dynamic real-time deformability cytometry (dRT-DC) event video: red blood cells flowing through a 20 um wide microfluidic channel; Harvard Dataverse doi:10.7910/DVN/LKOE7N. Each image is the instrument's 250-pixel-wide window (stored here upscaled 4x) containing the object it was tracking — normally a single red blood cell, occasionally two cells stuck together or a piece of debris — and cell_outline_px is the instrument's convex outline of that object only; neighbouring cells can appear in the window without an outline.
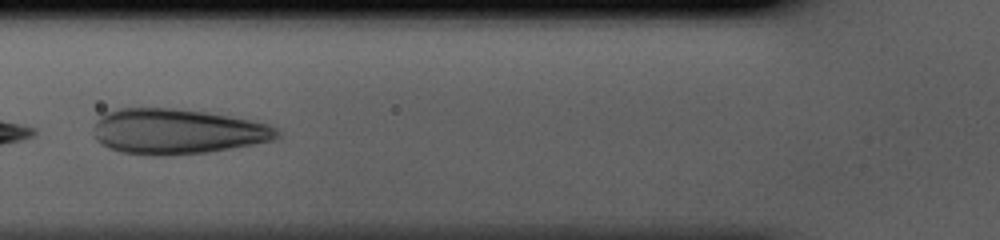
{"species": "human", "species_latin": "Homo sapiens", "temperature_condition": "cold", "stored_images_in_passage": 34, "segment_of_instrument_passage": [2, 2], "camera_frame_rate_fps": 3000, "um_per_image_px": 0.085, "donor": {"sex": "male"}, "frame": {"image": 1, "passage_image": 13, "time_ms": 4.0, "image_size_px": [1000, 240], "cell_outline_px": [[280, 136], [272, 140], [252, 144], [208, 152], [164, 156], [152, 156], [120, 152], [108, 148], [100, 144], [96, 140], [92, 132], [96, 120], [104, 112], [120, 108], [172, 108], [204, 112], [228, 116], [268, 124], [276, 128], [280, 132]], "centroid_in_image_um": [14.98, 11.18], "position_along_channel_um": 110.8, "area_um2": 48.55}}
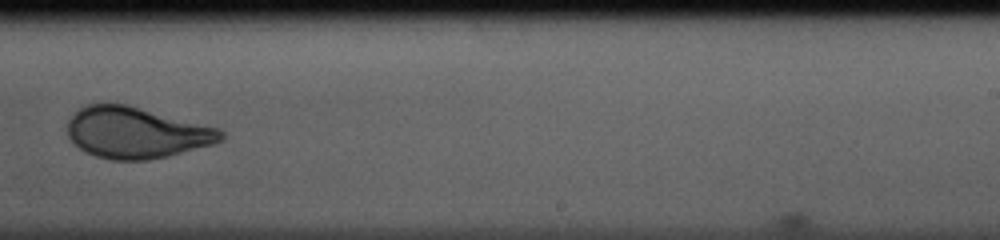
{"frame": {"image": 2, "passage_image": 25, "time_ms": 8.0, "image_size_px": [1000, 240], "cell_outline_px": [[224, 140], [212, 144], [168, 156], [148, 160], [112, 160], [96, 156], [84, 152], [68, 136], [68, 120], [80, 108], [88, 104], [124, 104], [220, 128], [224, 132]], "centroid_in_image_um": [11.6, 11.29], "position_along_channel_um": 277.4, "area_um2": 45.43}}
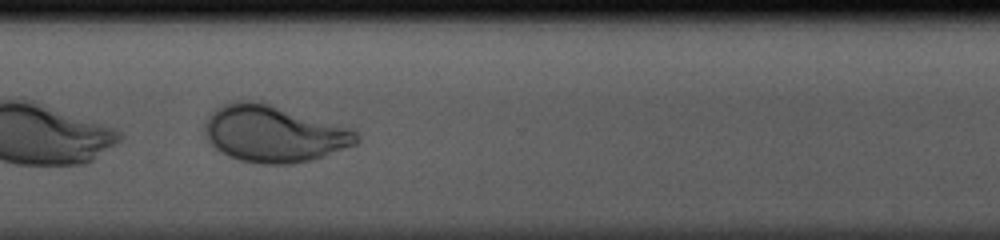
{"frame": {"image": 3, "passage_image": 30, "time_ms": 9.667, "image_size_px": [1000, 240], "cell_outline_px": [[360, 140], [356, 144], [312, 160], [288, 164], [264, 164], [240, 160], [228, 156], [220, 152], [208, 140], [204, 128], [208, 120], [216, 108], [224, 104], [236, 100], [248, 100], [268, 104], [352, 128], [360, 136]], "centroid_in_image_um": [23.3, 11.38], "position_along_channel_um": 347.3, "area_um2": 49.59}}